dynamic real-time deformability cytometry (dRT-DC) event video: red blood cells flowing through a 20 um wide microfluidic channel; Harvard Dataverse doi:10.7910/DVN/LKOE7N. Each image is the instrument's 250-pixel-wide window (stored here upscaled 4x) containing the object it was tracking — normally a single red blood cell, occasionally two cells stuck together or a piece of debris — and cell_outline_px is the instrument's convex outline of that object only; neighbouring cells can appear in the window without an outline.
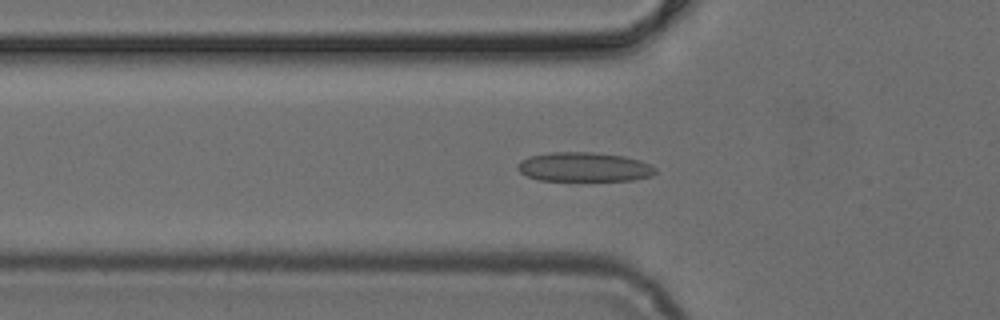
{"species": "common noctule bat (a hibernating species)", "species_latin": "Nyctalus noctula", "temperature_condition": "cold", "stored_images_in_passage": 41, "camera_frame_rate_fps": 3000, "um_per_image_px": 0.085, "animal": {"sex": "female", "body_mass_g": 24.6, "forearm_length_mm": 56.2}, "frame": {"image": 1, "passage_image": 14, "time_ms": 4.333, "image_size_px": [1000, 320], "cell_outline_px": [[656, 172], [652, 176], [632, 180], [540, 180], [528, 176], [520, 172], [516, 168], [516, 164], [520, 160], [528, 156], [552, 152], [592, 152], [624, 156], [640, 160], [652, 164], [656, 168]], "centroid_in_image_um": [49.65, 14.18], "position_along_channel_um": 76.2, "area_um2": 23.64}}
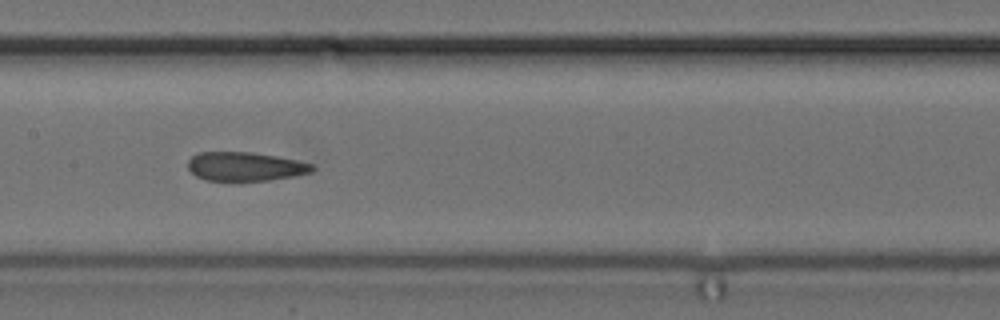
{"frame": {"image": 2, "passage_image": 22, "time_ms": 7.0, "image_size_px": [1000, 320], "cell_outline_px": [[316, 168], [312, 172], [272, 180], [204, 180], [196, 176], [188, 168], [188, 160], [192, 156], [200, 152], [252, 152], [276, 156], [296, 160], [312, 164]], "centroid_in_image_um": [20.84, 14.15], "position_along_channel_um": 186.6, "area_um2": 20.81}}
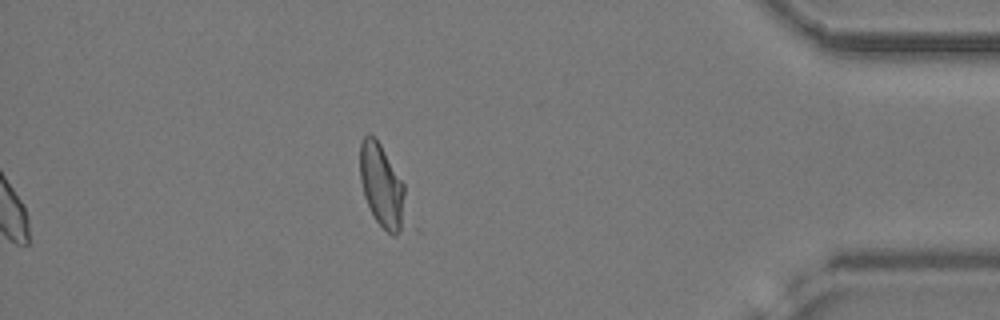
{"frame": {"image": 3, "passage_image": 41, "time_ms": 13.333, "image_size_px": [1000, 320], "cell_outline_px": [[408, 228], [404, 232], [396, 236], [392, 236], [376, 220], [364, 196], [360, 180], [360, 144], [364, 136], [368, 132], [380, 144], [404, 184]], "centroid_in_image_um": [32.52, 15.91], "position_along_channel_um": 402.7, "area_um2": 22.54}}